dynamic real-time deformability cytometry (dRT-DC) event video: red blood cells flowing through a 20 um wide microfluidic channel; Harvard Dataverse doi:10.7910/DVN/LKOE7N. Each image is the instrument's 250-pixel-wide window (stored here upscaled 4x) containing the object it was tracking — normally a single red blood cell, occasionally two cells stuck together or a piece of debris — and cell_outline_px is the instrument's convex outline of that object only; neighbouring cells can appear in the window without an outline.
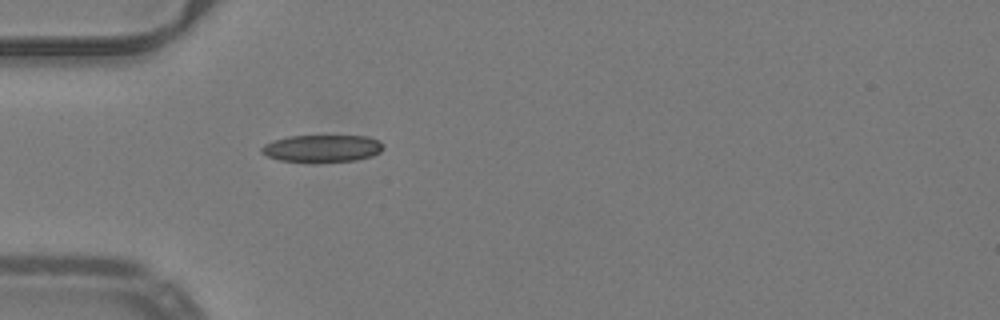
{"species": "common noctule bat (a hibernating species)", "species_latin": "Nyctalus noctula", "temperature_condition": "warm", "stored_images_in_passage": 37, "camera_frame_rate_fps": 3000, "um_per_image_px": 0.085, "animal": {"sex": "male", "body_mass_g": 19.2, "forearm_length_mm": 51.8}, "frame": {"image": 1, "passage_image": 1, "time_ms": 0.0, "image_size_px": [1000, 320], "cell_outline_px": [[384, 148], [380, 152], [372, 156], [356, 160], [280, 160], [268, 156], [260, 152], [260, 148], [264, 144], [272, 140], [288, 136], [368, 136], [380, 140], [384, 144]], "centroid_in_image_um": [27.41, 12.57], "position_along_channel_um": 57.6, "area_um2": 18.9}}
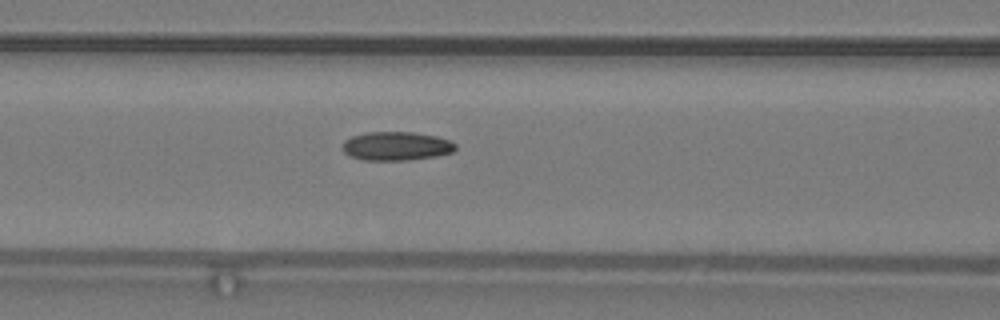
{"frame": {"image": 2, "passage_image": 7, "time_ms": 2.0, "image_size_px": [1000, 320], "cell_outline_px": [[456, 148], [452, 152], [436, 156], [408, 160], [364, 160], [352, 156], [344, 152], [344, 140], [352, 136], [368, 132], [412, 132], [436, 136], [448, 140], [456, 144]], "centroid_in_image_um": [33.7, 12.41], "position_along_channel_um": 132.9, "area_um2": 18.73}}
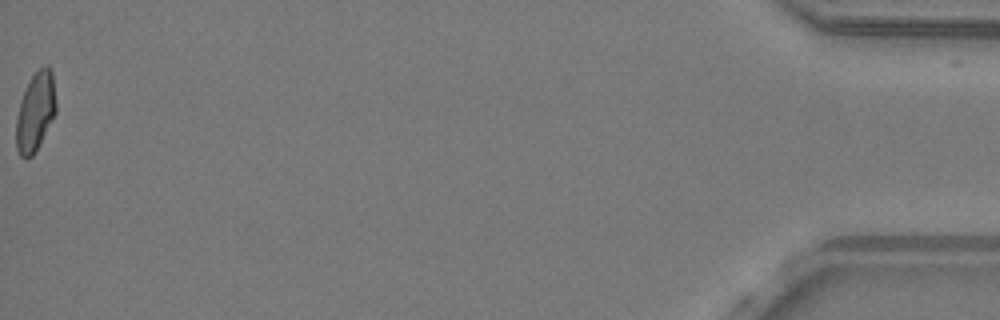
{"frame": {"image": 3, "passage_image": 37, "time_ms": 12.0, "image_size_px": [1000, 320], "cell_outline_px": [[56, 112], [52, 120], [32, 156], [24, 160], [20, 156], [16, 148], [16, 116], [20, 100], [32, 76], [44, 64], [48, 64], [52, 68], [56, 104]], "centroid_in_image_um": [3.01, 9.48], "position_along_channel_um": 432.2, "area_um2": 18.32}, "authors_computed_cell_mechanics": {"area_um2": 18.6116, "velocity_mm_per_s": 4.006, "shape_relaxation_time_tau1_ms": null, "shape_relaxation_time_tau2_ms": 3.0198, "deformation_change_tau1": null, "deformation_change_tau2": 0.088}}